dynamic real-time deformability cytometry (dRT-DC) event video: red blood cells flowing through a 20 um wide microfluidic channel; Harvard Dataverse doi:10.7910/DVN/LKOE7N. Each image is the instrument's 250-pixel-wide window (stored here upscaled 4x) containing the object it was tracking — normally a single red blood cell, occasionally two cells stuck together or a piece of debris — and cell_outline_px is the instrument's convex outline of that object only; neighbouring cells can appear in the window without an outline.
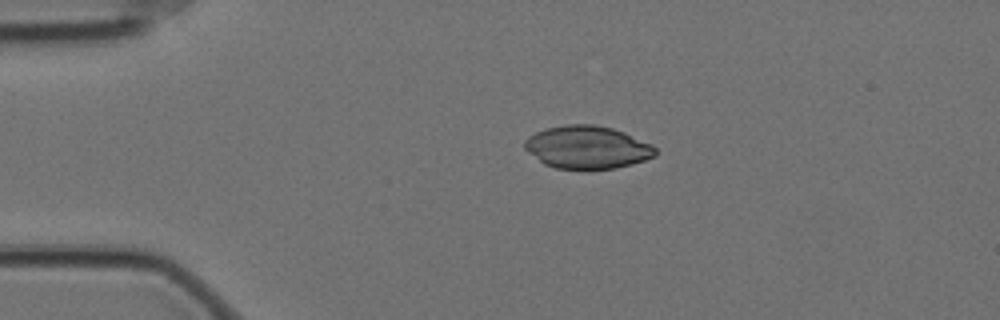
{"species": "Egyptian fruit bat (a non-hibernating species)", "species_latin": "Rousettus aegyptiacus", "temperature_condition": "cold", "stored_images_in_passage": 39, "camera_frame_rate_fps": 3000, "um_per_image_px": 0.085, "animal": {"sex": "female"}, "frame": {"image": 1, "passage_image": 1, "time_ms": 0.0, "image_size_px": [1000, 320], "cell_outline_px": [[656, 156], [632, 164], [616, 168], [556, 168], [544, 164], [528, 152], [524, 148], [524, 140], [528, 136], [544, 128], [564, 124], [592, 124], [612, 128], [624, 132], [652, 144], [656, 148]], "centroid_in_image_um": [49.9, 12.5], "position_along_channel_um": 35.1, "area_um2": 32.6}}
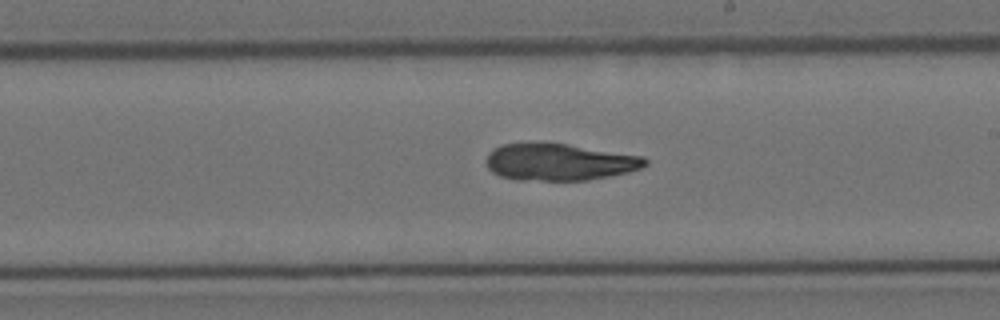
{"frame": {"image": 2, "passage_image": 22, "time_ms": 7.0, "image_size_px": [1000, 320], "cell_outline_px": [[648, 164], [640, 168], [628, 172], [612, 176], [588, 180], [516, 180], [500, 176], [492, 172], [488, 168], [484, 160], [488, 152], [492, 148], [504, 144], [568, 144], [644, 156], [648, 160]], "centroid_in_image_um": [47.54, 13.79], "position_along_channel_um": 241.5, "area_um2": 34.22}}
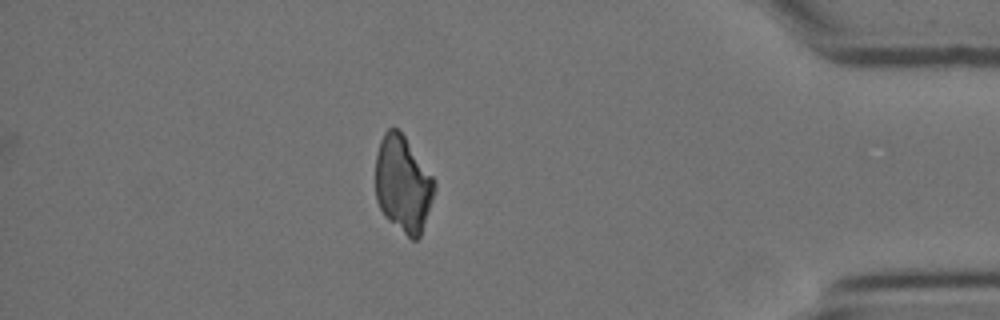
{"frame": {"image": 3, "passage_image": 39, "time_ms": 12.667, "image_size_px": [1000, 320], "cell_outline_px": [[436, 188], [420, 236], [416, 240], [412, 240], [388, 220], [384, 216], [376, 200], [376, 156], [380, 140], [384, 132], [388, 128], [396, 128], [404, 136], [432, 176], [436, 184]], "centroid_in_image_um": [34.24, 15.66], "position_along_channel_um": 401.0, "area_um2": 32.77}}